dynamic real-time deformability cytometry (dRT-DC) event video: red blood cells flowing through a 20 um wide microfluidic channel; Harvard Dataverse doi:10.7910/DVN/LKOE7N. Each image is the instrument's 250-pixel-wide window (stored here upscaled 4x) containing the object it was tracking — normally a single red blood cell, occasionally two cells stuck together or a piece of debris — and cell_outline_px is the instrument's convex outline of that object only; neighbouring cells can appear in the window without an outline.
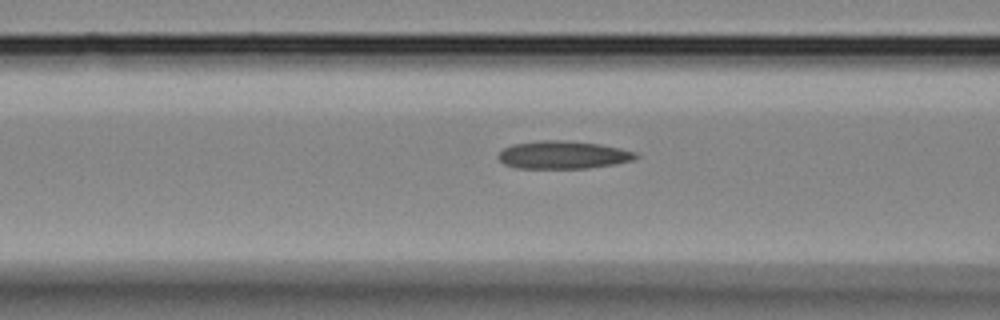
{"species": "Egyptian fruit bat (a non-hibernating species)", "species_latin": "Rousettus aegyptiacus", "temperature_condition": "room temperature", "stored_images_in_passage": 12, "camera_frame_rate_fps": 3000, "um_per_image_px": 0.085, "animal": {"sex": "female"}, "frame": {"image": 1, "passage_image": 10, "time_ms": 3.0, "image_size_px": [1000, 320], "cell_outline_px": [[640, 156], [636, 160], [616, 164], [588, 168], [516, 168], [504, 164], [496, 156], [504, 148], [512, 144], [540, 140], [564, 140], [600, 144], [620, 148], [636, 152]], "centroid_in_image_um": [47.89, 13.16], "position_along_channel_um": 118.7, "area_um2": 22.54}}